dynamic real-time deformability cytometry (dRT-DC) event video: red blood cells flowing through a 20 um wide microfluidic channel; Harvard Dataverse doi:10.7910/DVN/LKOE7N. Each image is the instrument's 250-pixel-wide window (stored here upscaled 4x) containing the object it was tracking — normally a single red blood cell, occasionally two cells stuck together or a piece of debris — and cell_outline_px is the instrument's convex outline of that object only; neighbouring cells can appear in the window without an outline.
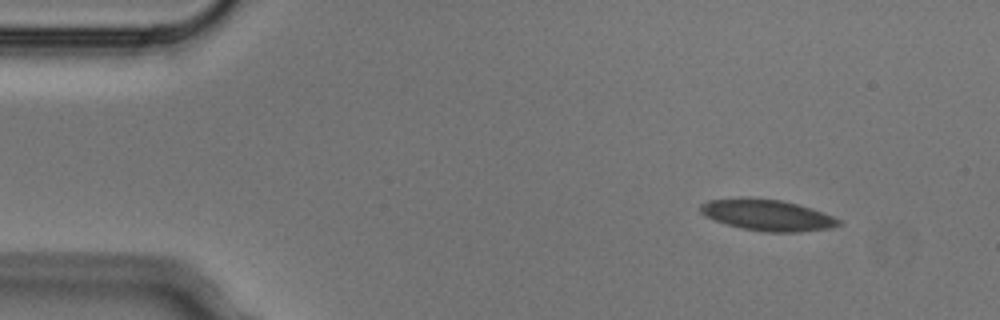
{"species": "Egyptian fruit bat (a non-hibernating species)", "species_latin": "Rousettus aegyptiacus", "temperature_condition": "cold", "stored_images_in_passage": 5, "camera_frame_rate_fps": 3000, "um_per_image_px": 0.085, "animal": {"sex": "male"}, "frame": {"image": 1, "passage_image": 1, "time_ms": 0.0, "image_size_px": [1000, 320], "cell_outline_px": [[840, 224], [832, 228], [796, 232], [768, 232], [744, 228], [728, 224], [704, 216], [700, 212], [700, 204], [708, 200], [740, 196], [780, 200], [812, 208], [832, 216], [840, 220]], "centroid_in_image_um": [65.18, 18.26], "position_along_channel_um": 19.8, "area_um2": 25.09}}
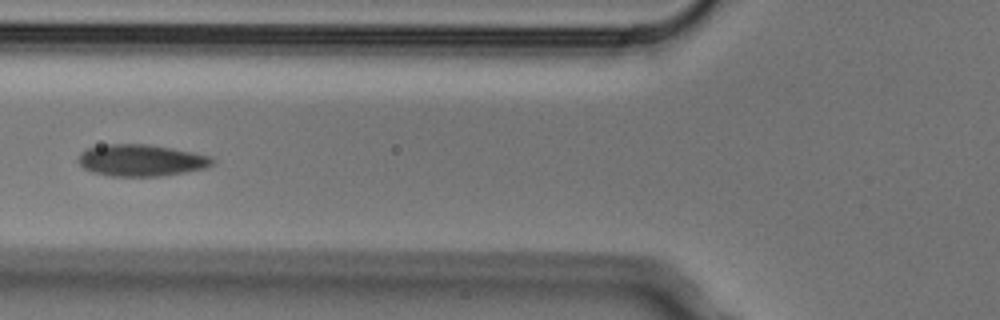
{"frame": {"image": 2, "passage_image": 5, "time_ms": 1.333, "image_size_px": [1000, 320], "cell_outline_px": [[216, 160], [212, 164], [204, 168], [184, 172], [160, 176], [112, 176], [92, 172], [84, 168], [76, 160], [80, 152], [88, 148], [104, 144], [148, 144], [172, 148], [192, 152], [208, 156]], "centroid_in_image_um": [11.95, 13.62], "position_along_channel_um": 113.9, "area_um2": 24.74}}